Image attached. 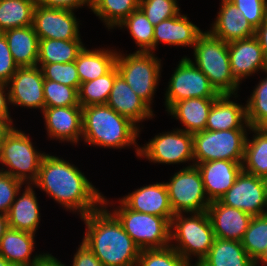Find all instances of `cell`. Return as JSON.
Here are the masks:
<instances>
[{
    "label": "cell",
    "instance_id": "cell-1",
    "mask_svg": "<svg viewBox=\"0 0 267 266\" xmlns=\"http://www.w3.org/2000/svg\"><path fill=\"white\" fill-rule=\"evenodd\" d=\"M34 187L44 191L67 211L81 217L103 204V194L69 161L45 154Z\"/></svg>",
    "mask_w": 267,
    "mask_h": 266
},
{
    "label": "cell",
    "instance_id": "cell-2",
    "mask_svg": "<svg viewBox=\"0 0 267 266\" xmlns=\"http://www.w3.org/2000/svg\"><path fill=\"white\" fill-rule=\"evenodd\" d=\"M103 196V204L95 211L81 217L86 225L82 242L104 266H136L141 249L125 232L117 217L108 211L113 205Z\"/></svg>",
    "mask_w": 267,
    "mask_h": 266
},
{
    "label": "cell",
    "instance_id": "cell-3",
    "mask_svg": "<svg viewBox=\"0 0 267 266\" xmlns=\"http://www.w3.org/2000/svg\"><path fill=\"white\" fill-rule=\"evenodd\" d=\"M139 132L136 124L107 104L82 107V138L87 145L113 149L133 146L139 157Z\"/></svg>",
    "mask_w": 267,
    "mask_h": 266
},
{
    "label": "cell",
    "instance_id": "cell-4",
    "mask_svg": "<svg viewBox=\"0 0 267 266\" xmlns=\"http://www.w3.org/2000/svg\"><path fill=\"white\" fill-rule=\"evenodd\" d=\"M214 239V231L207 211L177 213L172 217L170 246L190 264L191 257H197L193 266H198L208 255Z\"/></svg>",
    "mask_w": 267,
    "mask_h": 266
},
{
    "label": "cell",
    "instance_id": "cell-5",
    "mask_svg": "<svg viewBox=\"0 0 267 266\" xmlns=\"http://www.w3.org/2000/svg\"><path fill=\"white\" fill-rule=\"evenodd\" d=\"M192 61L208 78L219 94H233L238 97L240 83L231 71L228 43L204 31L193 47Z\"/></svg>",
    "mask_w": 267,
    "mask_h": 266
},
{
    "label": "cell",
    "instance_id": "cell-6",
    "mask_svg": "<svg viewBox=\"0 0 267 266\" xmlns=\"http://www.w3.org/2000/svg\"><path fill=\"white\" fill-rule=\"evenodd\" d=\"M32 139L13 127L0 148V163L9 169L0 171L11 175L24 184H33L38 177L41 162L46 153L35 149Z\"/></svg>",
    "mask_w": 267,
    "mask_h": 266
},
{
    "label": "cell",
    "instance_id": "cell-7",
    "mask_svg": "<svg viewBox=\"0 0 267 266\" xmlns=\"http://www.w3.org/2000/svg\"><path fill=\"white\" fill-rule=\"evenodd\" d=\"M153 52H118L116 66L131 89L150 107L160 82L161 59Z\"/></svg>",
    "mask_w": 267,
    "mask_h": 266
},
{
    "label": "cell",
    "instance_id": "cell-8",
    "mask_svg": "<svg viewBox=\"0 0 267 266\" xmlns=\"http://www.w3.org/2000/svg\"><path fill=\"white\" fill-rule=\"evenodd\" d=\"M120 206L112 213L121 222L125 232L143 249H162L170 246L171 223L164 217L129 209L119 198Z\"/></svg>",
    "mask_w": 267,
    "mask_h": 266
},
{
    "label": "cell",
    "instance_id": "cell-9",
    "mask_svg": "<svg viewBox=\"0 0 267 266\" xmlns=\"http://www.w3.org/2000/svg\"><path fill=\"white\" fill-rule=\"evenodd\" d=\"M247 130H203L193 133L194 165L220 159L243 162Z\"/></svg>",
    "mask_w": 267,
    "mask_h": 266
},
{
    "label": "cell",
    "instance_id": "cell-10",
    "mask_svg": "<svg viewBox=\"0 0 267 266\" xmlns=\"http://www.w3.org/2000/svg\"><path fill=\"white\" fill-rule=\"evenodd\" d=\"M174 214L207 211L208 199L200 171L191 163L177 171L165 183Z\"/></svg>",
    "mask_w": 267,
    "mask_h": 266
},
{
    "label": "cell",
    "instance_id": "cell-11",
    "mask_svg": "<svg viewBox=\"0 0 267 266\" xmlns=\"http://www.w3.org/2000/svg\"><path fill=\"white\" fill-rule=\"evenodd\" d=\"M167 86L164 98L166 111L184 99L217 98L220 95L207 76L186 56L179 61Z\"/></svg>",
    "mask_w": 267,
    "mask_h": 266
},
{
    "label": "cell",
    "instance_id": "cell-12",
    "mask_svg": "<svg viewBox=\"0 0 267 266\" xmlns=\"http://www.w3.org/2000/svg\"><path fill=\"white\" fill-rule=\"evenodd\" d=\"M140 157L153 163L170 165L190 161L194 165L193 134L181 128L159 133L140 147Z\"/></svg>",
    "mask_w": 267,
    "mask_h": 266
},
{
    "label": "cell",
    "instance_id": "cell-13",
    "mask_svg": "<svg viewBox=\"0 0 267 266\" xmlns=\"http://www.w3.org/2000/svg\"><path fill=\"white\" fill-rule=\"evenodd\" d=\"M219 201L252 217L263 215L267 205V180L242 170Z\"/></svg>",
    "mask_w": 267,
    "mask_h": 266
},
{
    "label": "cell",
    "instance_id": "cell-14",
    "mask_svg": "<svg viewBox=\"0 0 267 266\" xmlns=\"http://www.w3.org/2000/svg\"><path fill=\"white\" fill-rule=\"evenodd\" d=\"M74 11L36 5L33 27L39 40H82Z\"/></svg>",
    "mask_w": 267,
    "mask_h": 266
},
{
    "label": "cell",
    "instance_id": "cell-15",
    "mask_svg": "<svg viewBox=\"0 0 267 266\" xmlns=\"http://www.w3.org/2000/svg\"><path fill=\"white\" fill-rule=\"evenodd\" d=\"M44 77L39 66L19 67L7 83L10 104L30 109L45 108Z\"/></svg>",
    "mask_w": 267,
    "mask_h": 266
},
{
    "label": "cell",
    "instance_id": "cell-16",
    "mask_svg": "<svg viewBox=\"0 0 267 266\" xmlns=\"http://www.w3.org/2000/svg\"><path fill=\"white\" fill-rule=\"evenodd\" d=\"M50 139L77 144L82 139V107H45L42 111Z\"/></svg>",
    "mask_w": 267,
    "mask_h": 266
},
{
    "label": "cell",
    "instance_id": "cell-17",
    "mask_svg": "<svg viewBox=\"0 0 267 266\" xmlns=\"http://www.w3.org/2000/svg\"><path fill=\"white\" fill-rule=\"evenodd\" d=\"M228 54L232 75L239 83L259 70H267L263 50L255 36L229 42Z\"/></svg>",
    "mask_w": 267,
    "mask_h": 266
},
{
    "label": "cell",
    "instance_id": "cell-18",
    "mask_svg": "<svg viewBox=\"0 0 267 266\" xmlns=\"http://www.w3.org/2000/svg\"><path fill=\"white\" fill-rule=\"evenodd\" d=\"M129 209L166 218L170 223L175 215L164 182L142 186L120 199Z\"/></svg>",
    "mask_w": 267,
    "mask_h": 266
},
{
    "label": "cell",
    "instance_id": "cell-19",
    "mask_svg": "<svg viewBox=\"0 0 267 266\" xmlns=\"http://www.w3.org/2000/svg\"><path fill=\"white\" fill-rule=\"evenodd\" d=\"M206 195L210 201L219 200L234 184L243 170L242 162L215 160L198 163Z\"/></svg>",
    "mask_w": 267,
    "mask_h": 266
},
{
    "label": "cell",
    "instance_id": "cell-20",
    "mask_svg": "<svg viewBox=\"0 0 267 266\" xmlns=\"http://www.w3.org/2000/svg\"><path fill=\"white\" fill-rule=\"evenodd\" d=\"M215 238L241 241L252 216L219 200L211 201L207 209Z\"/></svg>",
    "mask_w": 267,
    "mask_h": 266
},
{
    "label": "cell",
    "instance_id": "cell-21",
    "mask_svg": "<svg viewBox=\"0 0 267 266\" xmlns=\"http://www.w3.org/2000/svg\"><path fill=\"white\" fill-rule=\"evenodd\" d=\"M106 104L139 128L140 122L155 116L153 109L131 89L120 74L115 78Z\"/></svg>",
    "mask_w": 267,
    "mask_h": 266
},
{
    "label": "cell",
    "instance_id": "cell-22",
    "mask_svg": "<svg viewBox=\"0 0 267 266\" xmlns=\"http://www.w3.org/2000/svg\"><path fill=\"white\" fill-rule=\"evenodd\" d=\"M211 30L214 37L231 42L255 36V29L243 16V12L229 0H221V6Z\"/></svg>",
    "mask_w": 267,
    "mask_h": 266
},
{
    "label": "cell",
    "instance_id": "cell-23",
    "mask_svg": "<svg viewBox=\"0 0 267 266\" xmlns=\"http://www.w3.org/2000/svg\"><path fill=\"white\" fill-rule=\"evenodd\" d=\"M203 33L193 24L187 15L181 12L170 19L161 21L154 26L153 53L160 43L170 46L194 47L198 37Z\"/></svg>",
    "mask_w": 267,
    "mask_h": 266
},
{
    "label": "cell",
    "instance_id": "cell-24",
    "mask_svg": "<svg viewBox=\"0 0 267 266\" xmlns=\"http://www.w3.org/2000/svg\"><path fill=\"white\" fill-rule=\"evenodd\" d=\"M233 94H220L214 101L206 122L205 130L219 131L250 129L246 117V105L232 101Z\"/></svg>",
    "mask_w": 267,
    "mask_h": 266
},
{
    "label": "cell",
    "instance_id": "cell-25",
    "mask_svg": "<svg viewBox=\"0 0 267 266\" xmlns=\"http://www.w3.org/2000/svg\"><path fill=\"white\" fill-rule=\"evenodd\" d=\"M33 184H26L12 203L7 215L9 228L36 234L40 223V207ZM21 195V196H20Z\"/></svg>",
    "mask_w": 267,
    "mask_h": 266
},
{
    "label": "cell",
    "instance_id": "cell-26",
    "mask_svg": "<svg viewBox=\"0 0 267 266\" xmlns=\"http://www.w3.org/2000/svg\"><path fill=\"white\" fill-rule=\"evenodd\" d=\"M35 237V234L9 228L0 240V255L14 266H34L44 254L32 256Z\"/></svg>",
    "mask_w": 267,
    "mask_h": 266
},
{
    "label": "cell",
    "instance_id": "cell-27",
    "mask_svg": "<svg viewBox=\"0 0 267 266\" xmlns=\"http://www.w3.org/2000/svg\"><path fill=\"white\" fill-rule=\"evenodd\" d=\"M215 99H184L176 102L167 113L183 124L181 130L193 134L205 130L208 114Z\"/></svg>",
    "mask_w": 267,
    "mask_h": 266
},
{
    "label": "cell",
    "instance_id": "cell-28",
    "mask_svg": "<svg viewBox=\"0 0 267 266\" xmlns=\"http://www.w3.org/2000/svg\"><path fill=\"white\" fill-rule=\"evenodd\" d=\"M3 33L18 67L37 66L39 39L33 25L10 29Z\"/></svg>",
    "mask_w": 267,
    "mask_h": 266
},
{
    "label": "cell",
    "instance_id": "cell-29",
    "mask_svg": "<svg viewBox=\"0 0 267 266\" xmlns=\"http://www.w3.org/2000/svg\"><path fill=\"white\" fill-rule=\"evenodd\" d=\"M117 54L118 51L115 49L89 50L84 46L75 60L80 83L97 79L108 73L116 65Z\"/></svg>",
    "mask_w": 267,
    "mask_h": 266
},
{
    "label": "cell",
    "instance_id": "cell-30",
    "mask_svg": "<svg viewBox=\"0 0 267 266\" xmlns=\"http://www.w3.org/2000/svg\"><path fill=\"white\" fill-rule=\"evenodd\" d=\"M198 266H255L241 241L215 238L208 255Z\"/></svg>",
    "mask_w": 267,
    "mask_h": 266
},
{
    "label": "cell",
    "instance_id": "cell-31",
    "mask_svg": "<svg viewBox=\"0 0 267 266\" xmlns=\"http://www.w3.org/2000/svg\"><path fill=\"white\" fill-rule=\"evenodd\" d=\"M252 139H246L243 171L267 180V128H250Z\"/></svg>",
    "mask_w": 267,
    "mask_h": 266
},
{
    "label": "cell",
    "instance_id": "cell-32",
    "mask_svg": "<svg viewBox=\"0 0 267 266\" xmlns=\"http://www.w3.org/2000/svg\"><path fill=\"white\" fill-rule=\"evenodd\" d=\"M83 47L82 40H39L37 65L73 62Z\"/></svg>",
    "mask_w": 267,
    "mask_h": 266
},
{
    "label": "cell",
    "instance_id": "cell-33",
    "mask_svg": "<svg viewBox=\"0 0 267 266\" xmlns=\"http://www.w3.org/2000/svg\"><path fill=\"white\" fill-rule=\"evenodd\" d=\"M36 0H0V32L33 25Z\"/></svg>",
    "mask_w": 267,
    "mask_h": 266
},
{
    "label": "cell",
    "instance_id": "cell-34",
    "mask_svg": "<svg viewBox=\"0 0 267 266\" xmlns=\"http://www.w3.org/2000/svg\"><path fill=\"white\" fill-rule=\"evenodd\" d=\"M138 8L139 0H91V11L108 29H116Z\"/></svg>",
    "mask_w": 267,
    "mask_h": 266
},
{
    "label": "cell",
    "instance_id": "cell-35",
    "mask_svg": "<svg viewBox=\"0 0 267 266\" xmlns=\"http://www.w3.org/2000/svg\"><path fill=\"white\" fill-rule=\"evenodd\" d=\"M119 74L115 65L108 73L97 79L81 83L78 90V102L81 107L106 104L116 76Z\"/></svg>",
    "mask_w": 267,
    "mask_h": 266
},
{
    "label": "cell",
    "instance_id": "cell-36",
    "mask_svg": "<svg viewBox=\"0 0 267 266\" xmlns=\"http://www.w3.org/2000/svg\"><path fill=\"white\" fill-rule=\"evenodd\" d=\"M126 27L134 39L137 52H153L154 25L150 23L144 12L138 8L133 11L117 28Z\"/></svg>",
    "mask_w": 267,
    "mask_h": 266
},
{
    "label": "cell",
    "instance_id": "cell-37",
    "mask_svg": "<svg viewBox=\"0 0 267 266\" xmlns=\"http://www.w3.org/2000/svg\"><path fill=\"white\" fill-rule=\"evenodd\" d=\"M266 77L254 88L246 101L247 122L252 128H267V70Z\"/></svg>",
    "mask_w": 267,
    "mask_h": 266
},
{
    "label": "cell",
    "instance_id": "cell-38",
    "mask_svg": "<svg viewBox=\"0 0 267 266\" xmlns=\"http://www.w3.org/2000/svg\"><path fill=\"white\" fill-rule=\"evenodd\" d=\"M246 253L255 261L267 246V215L252 217L241 240Z\"/></svg>",
    "mask_w": 267,
    "mask_h": 266
},
{
    "label": "cell",
    "instance_id": "cell-39",
    "mask_svg": "<svg viewBox=\"0 0 267 266\" xmlns=\"http://www.w3.org/2000/svg\"><path fill=\"white\" fill-rule=\"evenodd\" d=\"M43 93L45 107L80 106L78 90L74 87L44 79Z\"/></svg>",
    "mask_w": 267,
    "mask_h": 266
},
{
    "label": "cell",
    "instance_id": "cell-40",
    "mask_svg": "<svg viewBox=\"0 0 267 266\" xmlns=\"http://www.w3.org/2000/svg\"><path fill=\"white\" fill-rule=\"evenodd\" d=\"M136 266H193L173 247L162 249H143Z\"/></svg>",
    "mask_w": 267,
    "mask_h": 266
},
{
    "label": "cell",
    "instance_id": "cell-41",
    "mask_svg": "<svg viewBox=\"0 0 267 266\" xmlns=\"http://www.w3.org/2000/svg\"><path fill=\"white\" fill-rule=\"evenodd\" d=\"M139 8L154 26L180 13L177 0H139Z\"/></svg>",
    "mask_w": 267,
    "mask_h": 266
},
{
    "label": "cell",
    "instance_id": "cell-42",
    "mask_svg": "<svg viewBox=\"0 0 267 266\" xmlns=\"http://www.w3.org/2000/svg\"><path fill=\"white\" fill-rule=\"evenodd\" d=\"M41 68L44 79L74 87L79 90L80 80L75 61L37 65Z\"/></svg>",
    "mask_w": 267,
    "mask_h": 266
},
{
    "label": "cell",
    "instance_id": "cell-43",
    "mask_svg": "<svg viewBox=\"0 0 267 266\" xmlns=\"http://www.w3.org/2000/svg\"><path fill=\"white\" fill-rule=\"evenodd\" d=\"M256 30L267 17V0H229Z\"/></svg>",
    "mask_w": 267,
    "mask_h": 266
},
{
    "label": "cell",
    "instance_id": "cell-44",
    "mask_svg": "<svg viewBox=\"0 0 267 266\" xmlns=\"http://www.w3.org/2000/svg\"><path fill=\"white\" fill-rule=\"evenodd\" d=\"M23 185L22 181L0 171V214L8 213Z\"/></svg>",
    "mask_w": 267,
    "mask_h": 266
},
{
    "label": "cell",
    "instance_id": "cell-45",
    "mask_svg": "<svg viewBox=\"0 0 267 266\" xmlns=\"http://www.w3.org/2000/svg\"><path fill=\"white\" fill-rule=\"evenodd\" d=\"M18 68L4 33L0 32V82L7 84Z\"/></svg>",
    "mask_w": 267,
    "mask_h": 266
},
{
    "label": "cell",
    "instance_id": "cell-46",
    "mask_svg": "<svg viewBox=\"0 0 267 266\" xmlns=\"http://www.w3.org/2000/svg\"><path fill=\"white\" fill-rule=\"evenodd\" d=\"M72 266H104L94 253L83 242L73 256Z\"/></svg>",
    "mask_w": 267,
    "mask_h": 266
},
{
    "label": "cell",
    "instance_id": "cell-47",
    "mask_svg": "<svg viewBox=\"0 0 267 266\" xmlns=\"http://www.w3.org/2000/svg\"><path fill=\"white\" fill-rule=\"evenodd\" d=\"M37 5L48 8H60L74 11L88 6L91 9V0H36Z\"/></svg>",
    "mask_w": 267,
    "mask_h": 266
},
{
    "label": "cell",
    "instance_id": "cell-48",
    "mask_svg": "<svg viewBox=\"0 0 267 266\" xmlns=\"http://www.w3.org/2000/svg\"><path fill=\"white\" fill-rule=\"evenodd\" d=\"M10 96L8 85L4 82H0V117L5 118L8 121H13L9 115Z\"/></svg>",
    "mask_w": 267,
    "mask_h": 266
},
{
    "label": "cell",
    "instance_id": "cell-49",
    "mask_svg": "<svg viewBox=\"0 0 267 266\" xmlns=\"http://www.w3.org/2000/svg\"><path fill=\"white\" fill-rule=\"evenodd\" d=\"M255 37L258 39L261 45L265 60L267 62V17L264 22L255 30Z\"/></svg>",
    "mask_w": 267,
    "mask_h": 266
},
{
    "label": "cell",
    "instance_id": "cell-50",
    "mask_svg": "<svg viewBox=\"0 0 267 266\" xmlns=\"http://www.w3.org/2000/svg\"><path fill=\"white\" fill-rule=\"evenodd\" d=\"M34 266H66L56 257L49 253H44L40 260Z\"/></svg>",
    "mask_w": 267,
    "mask_h": 266
},
{
    "label": "cell",
    "instance_id": "cell-51",
    "mask_svg": "<svg viewBox=\"0 0 267 266\" xmlns=\"http://www.w3.org/2000/svg\"><path fill=\"white\" fill-rule=\"evenodd\" d=\"M13 127V121H8L7 119L0 117V148L4 142L6 135L11 131Z\"/></svg>",
    "mask_w": 267,
    "mask_h": 266
},
{
    "label": "cell",
    "instance_id": "cell-52",
    "mask_svg": "<svg viewBox=\"0 0 267 266\" xmlns=\"http://www.w3.org/2000/svg\"><path fill=\"white\" fill-rule=\"evenodd\" d=\"M8 229H9V223L7 215L0 214V240Z\"/></svg>",
    "mask_w": 267,
    "mask_h": 266
},
{
    "label": "cell",
    "instance_id": "cell-53",
    "mask_svg": "<svg viewBox=\"0 0 267 266\" xmlns=\"http://www.w3.org/2000/svg\"><path fill=\"white\" fill-rule=\"evenodd\" d=\"M260 262H262L263 266H267V246L265 247L262 254L254 261V265L259 266Z\"/></svg>",
    "mask_w": 267,
    "mask_h": 266
},
{
    "label": "cell",
    "instance_id": "cell-54",
    "mask_svg": "<svg viewBox=\"0 0 267 266\" xmlns=\"http://www.w3.org/2000/svg\"><path fill=\"white\" fill-rule=\"evenodd\" d=\"M0 266H14L0 255Z\"/></svg>",
    "mask_w": 267,
    "mask_h": 266
}]
</instances>
